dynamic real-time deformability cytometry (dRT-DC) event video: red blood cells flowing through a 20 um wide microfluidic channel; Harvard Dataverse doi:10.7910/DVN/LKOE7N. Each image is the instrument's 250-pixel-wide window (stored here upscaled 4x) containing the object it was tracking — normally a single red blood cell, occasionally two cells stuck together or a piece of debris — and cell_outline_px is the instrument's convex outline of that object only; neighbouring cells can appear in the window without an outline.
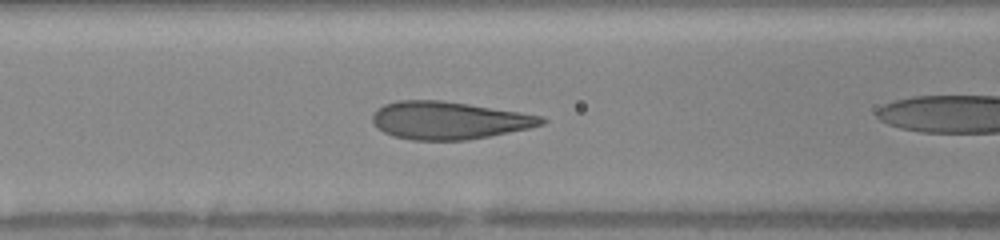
{"species": "human", "species_latin": "Homo sapiens", "temperature_condition": "warm", "stored_images_in_passage": 31, "camera_frame_rate_fps": 3000, "um_per_image_px": 0.085, "donor": {"sex": "female"}, "frame": {"image": 1, "passage_image": 5, "time_ms": 1.333, "image_size_px": [1000, 240], "cell_outline_px": [[548, 120], [544, 124], [528, 128], [468, 140], [412, 140], [392, 136], [376, 128], [372, 124], [372, 116], [376, 108], [384, 104], [396, 100], [440, 100], [468, 104], [520, 112], [544, 116]], "centroid_in_image_um": [38.11, 10.23], "position_along_channel_um": 128.5, "area_um2": 37.28}}